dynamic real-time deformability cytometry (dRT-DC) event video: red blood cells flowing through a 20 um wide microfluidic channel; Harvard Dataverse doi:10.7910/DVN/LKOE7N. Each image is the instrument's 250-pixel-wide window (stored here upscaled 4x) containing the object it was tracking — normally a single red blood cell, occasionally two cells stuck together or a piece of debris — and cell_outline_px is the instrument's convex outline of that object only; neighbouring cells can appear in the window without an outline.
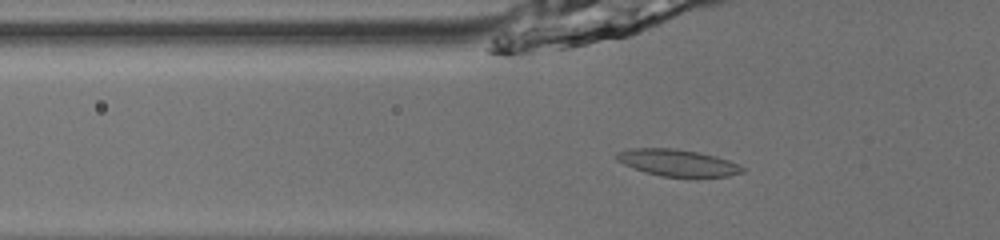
{"species": "common noctule bat (a hibernating species)", "species_latin": "Nyctalus noctula", "temperature_condition": "room temperature", "stored_images_in_passage": 52, "camera_frame_rate_fps": 3000, "um_per_image_px": 0.085, "animal": {"sex": "male", "body_mass_g": 13.0, "forearm_length_mm": 53.1}, "frame": {"image": 1, "passage_image": 20, "time_ms": 6.333, "image_size_px": [1000, 240], "cell_outline_px": [[744, 172], [728, 176], [660, 176], [644, 172], [624, 164], [616, 160], [616, 152], [632, 148], [676, 148], [700, 152], [716, 156], [728, 160], [744, 168]], "centroid_in_image_um": [57.56, 13.82], "position_along_channel_um": 68.2, "area_um2": 19.48}}
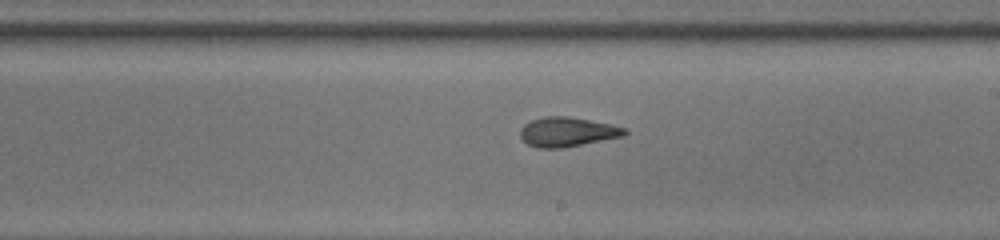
{"frame": {"image": 2, "passage_image": 33, "time_ms": 10.667, "image_size_px": [1000, 240], "cell_outline_px": [[628, 132], [624, 136], [564, 148], [536, 148], [528, 144], [520, 136], [520, 128], [524, 124], [532, 120], [544, 116], [568, 116], [628, 128]], "centroid_in_image_um": [48.22, 11.22], "position_along_channel_um": 240.8, "area_um2": 17.98}}
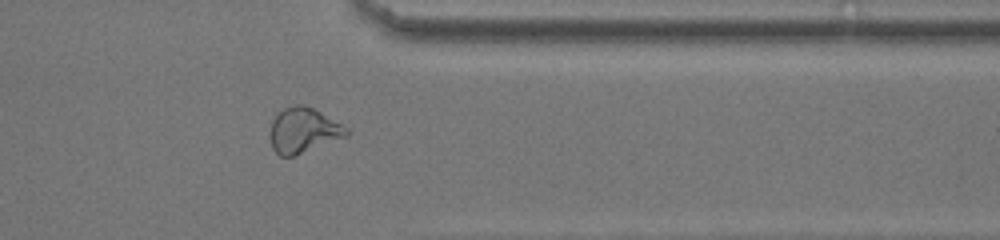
{"frame": {"image": 3, "passage_image": 44, "time_ms": 14.333, "image_size_px": [1000, 240], "cell_outline_px": [[348, 136], [292, 156], [280, 156], [272, 148], [272, 120], [284, 108], [296, 104], [304, 104], [320, 112], [348, 128]], "centroid_in_image_um": [25.81, 11.07], "position_along_channel_um": 385.6, "area_um2": 19.54}, "authors_computed_cell_mechanics": {"area_um2": 18.9584, "velocity_mm_per_s": 4.021, "shape_relaxation_time_tau1_ms": 5.7924, "shape_relaxation_time_tau2_ms": 1.712, "deformation_change_tau1": 0.1844, "deformation_change_tau2": 0.0778}}